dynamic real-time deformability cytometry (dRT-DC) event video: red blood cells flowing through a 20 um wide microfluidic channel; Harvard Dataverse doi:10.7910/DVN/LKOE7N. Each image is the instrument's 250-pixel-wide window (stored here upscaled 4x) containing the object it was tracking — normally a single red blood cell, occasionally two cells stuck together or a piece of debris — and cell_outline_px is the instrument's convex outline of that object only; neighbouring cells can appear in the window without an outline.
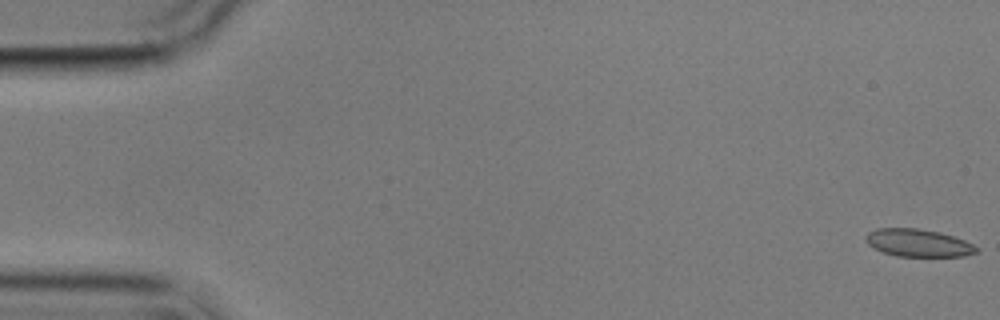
{"species": "common noctule bat (a hibernating species)", "species_latin": "Nyctalus noctula", "temperature_condition": "cold", "stored_images_in_passage": 5, "camera_frame_rate_fps": 3000, "um_per_image_px": 0.085, "animal": {"sex": "male", "body_mass_g": 17.9}, "frame": {"image": 1, "passage_image": 1, "time_ms": 0.0, "image_size_px": [1000, 320], "cell_outline_px": [[980, 252], [964, 256], [896, 256], [884, 252], [868, 244], [864, 240], [864, 236], [868, 232], [876, 228], [916, 228], [940, 232], [964, 240], [980, 248]], "centroid_in_image_um": [78.06, 20.64], "position_along_channel_um": 6.9, "area_um2": 17.86}}
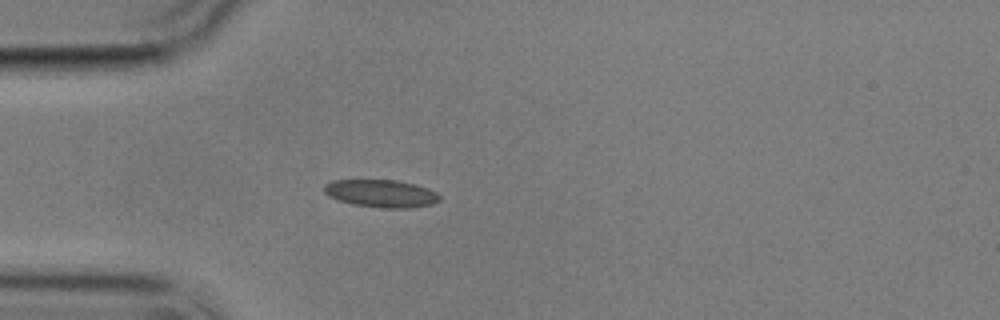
{"frame": {"image": 2, "passage_image": 5, "time_ms": 5.0, "image_size_px": [1000, 320], "cell_outline_px": [[440, 200], [432, 204], [412, 208], [384, 208], [352, 204], [328, 196], [324, 192], [324, 184], [332, 180], [396, 180], [416, 184], [428, 188], [436, 192], [440, 196]], "centroid_in_image_um": [32.41, 16.44], "position_along_channel_um": 52.6, "area_um2": 18.67}}